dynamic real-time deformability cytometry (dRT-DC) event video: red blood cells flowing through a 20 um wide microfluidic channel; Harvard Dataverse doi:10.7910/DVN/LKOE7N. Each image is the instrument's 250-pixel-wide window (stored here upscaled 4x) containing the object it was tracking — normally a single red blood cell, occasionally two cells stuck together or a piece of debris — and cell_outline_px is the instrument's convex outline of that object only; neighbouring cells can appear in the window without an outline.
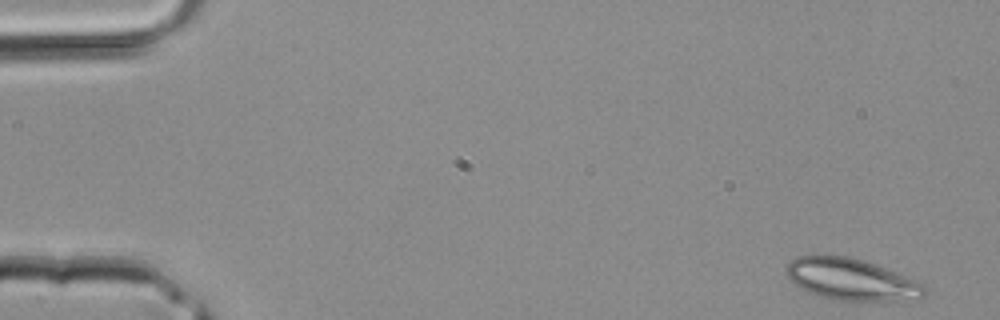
{"species": "common noctule bat (a hibernating species)", "species_latin": "Nyctalus noctula", "temperature_condition": "room temperature", "stored_images_in_passage": 40, "camera_frame_rate_fps": 3000, "um_per_image_px": 0.085, "animal": {"sex": "male", "body_mass_g": 20.4}, "frame": {"image": 1, "passage_image": 1, "time_ms": 0.0, "image_size_px": [1000, 320], "cell_outline_px": [[928, 292], [920, 300], [832, 300], [820, 296], [800, 288], [788, 276], [788, 260], [796, 256], [848, 256], [884, 268], [916, 280], [924, 284], [928, 288]], "centroid_in_image_um": [72.42, 23.77], "position_along_channel_um": 12.6, "area_um2": 33.18}}
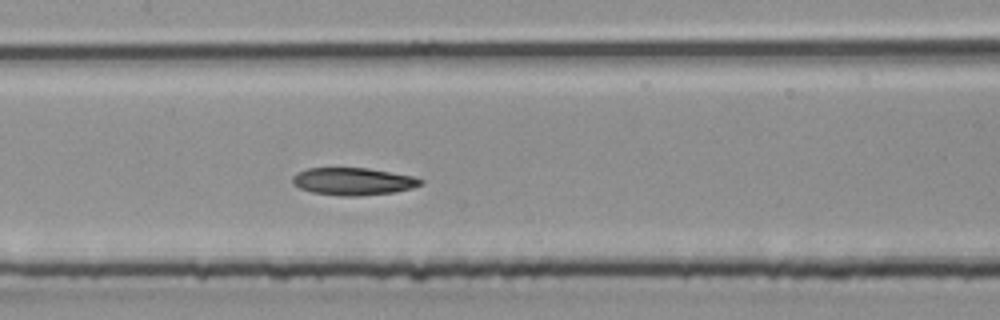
{"frame": {"image": 2, "passage_image": 19, "time_ms": 6.0, "image_size_px": [1000, 320], "cell_outline_px": [[424, 184], [412, 188], [396, 192], [360, 196], [340, 196], [312, 192], [300, 188], [292, 184], [292, 176], [296, 172], [308, 168], [368, 168], [412, 176], [424, 180]], "centroid_in_image_um": [30.01, 15.42], "position_along_channel_um": 177.4, "area_um2": 20.63}}
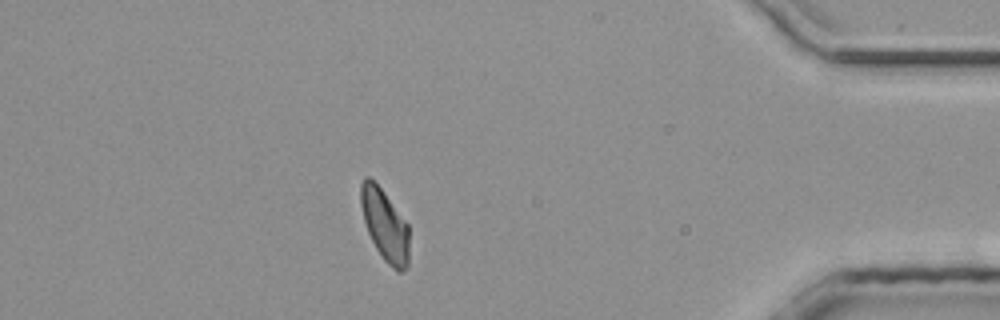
{"frame": {"image": 3, "passage_image": 35, "time_ms": 11.333, "image_size_px": [1000, 320], "cell_outline_px": [[408, 268], [400, 272], [396, 272], [384, 260], [376, 248], [368, 232], [364, 220], [360, 204], [360, 184], [364, 176], [368, 176], [380, 188], [408, 224]], "centroid_in_image_um": [32.7, 19.15], "position_along_channel_um": 402.5, "area_um2": 20.0}}